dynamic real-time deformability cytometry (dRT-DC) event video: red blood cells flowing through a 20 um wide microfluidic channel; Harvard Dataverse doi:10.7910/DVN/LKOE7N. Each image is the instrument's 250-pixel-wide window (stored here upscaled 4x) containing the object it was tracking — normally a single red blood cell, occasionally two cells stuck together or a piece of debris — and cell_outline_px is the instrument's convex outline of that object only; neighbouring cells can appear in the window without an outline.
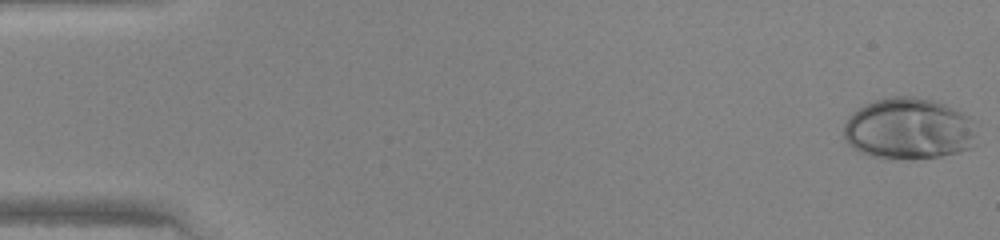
{"species": "human", "species_latin": "Homo sapiens", "temperature_condition": "warm", "stored_images_in_passage": 47, "camera_frame_rate_fps": 3000, "um_per_image_px": 0.085, "donor": {"sex": "female"}, "frame": {"image": 1, "passage_image": 1, "time_ms": 0.0, "image_size_px": [1000, 240], "cell_outline_px": [[976, 144], [972, 148], [940, 156], [908, 160], [884, 160], [860, 152], [852, 148], [844, 140], [844, 124], [848, 116], [852, 112], [876, 100], [892, 96], [912, 96], [932, 100], [944, 104], [964, 112], [976, 120]], "centroid_in_image_um": [77.28, 10.97], "position_along_channel_um": 7.7, "area_um2": 48.67}}
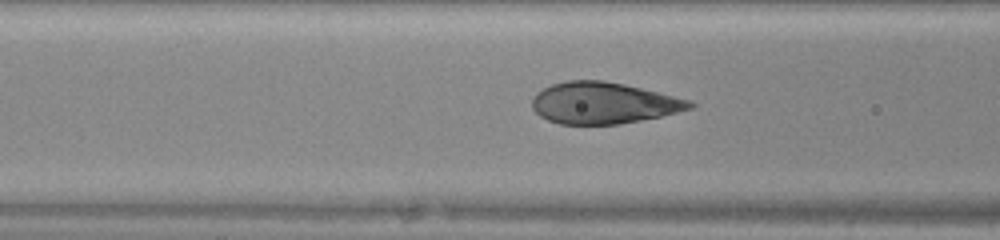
{"frame": {"image": 2, "passage_image": 19, "time_ms": 6.0, "image_size_px": [1000, 240], "cell_outline_px": [[696, 104], [692, 108], [660, 116], [620, 124], [560, 124], [548, 120], [540, 116], [532, 108], [532, 100], [536, 92], [552, 84], [568, 80], [604, 80], [624, 84], [688, 100]], "centroid_in_image_um": [51.24, 8.75], "position_along_channel_um": 115.4, "area_um2": 37.74}}
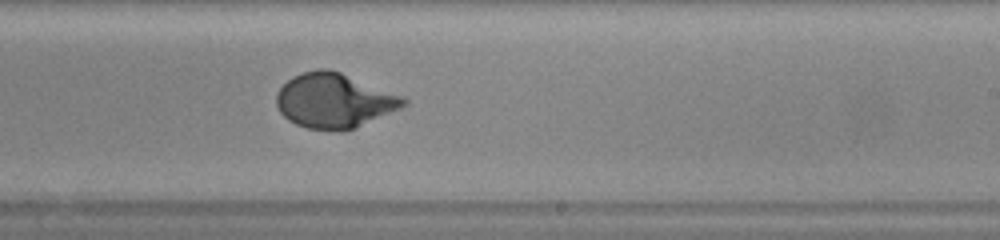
{"frame": {"image": 3, "passage_image": 29, "time_ms": 9.333, "image_size_px": [1000, 240], "cell_outline_px": [[408, 104], [400, 108], [352, 128], [340, 132], [336, 132], [308, 128], [296, 124], [288, 120], [280, 112], [276, 104], [276, 92], [292, 76], [300, 72], [316, 68], [328, 68], [340, 72], [404, 96], [408, 100]], "centroid_in_image_um": [28.38, 8.54], "position_along_channel_um": 260.6, "area_um2": 40.52}}